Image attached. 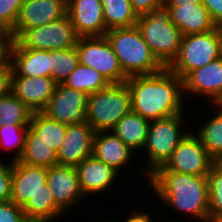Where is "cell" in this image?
<instances>
[{"mask_svg": "<svg viewBox=\"0 0 222 222\" xmlns=\"http://www.w3.org/2000/svg\"><path fill=\"white\" fill-rule=\"evenodd\" d=\"M125 83L131 95V111L142 118L151 122L177 114L191 116L187 112L190 102L187 104L184 98L183 80L168 68L151 75L130 76Z\"/></svg>", "mask_w": 222, "mask_h": 222, "instance_id": "cell-1", "label": "cell"}, {"mask_svg": "<svg viewBox=\"0 0 222 222\" xmlns=\"http://www.w3.org/2000/svg\"><path fill=\"white\" fill-rule=\"evenodd\" d=\"M148 184L145 189L150 186L152 199L156 197L165 208L173 209L176 217L180 212V216H190L196 222H210L207 176L155 171L148 177Z\"/></svg>", "mask_w": 222, "mask_h": 222, "instance_id": "cell-2", "label": "cell"}, {"mask_svg": "<svg viewBox=\"0 0 222 222\" xmlns=\"http://www.w3.org/2000/svg\"><path fill=\"white\" fill-rule=\"evenodd\" d=\"M187 115L177 114L150 122L146 144L140 153L141 156L145 154L142 158L146 160H144L146 163L141 164V170L139 168L133 170L135 175L136 172L140 174L142 171L146 184H148V177L166 164L181 140L190 132L189 127L192 126L187 123L191 118H188L190 116Z\"/></svg>", "mask_w": 222, "mask_h": 222, "instance_id": "cell-3", "label": "cell"}, {"mask_svg": "<svg viewBox=\"0 0 222 222\" xmlns=\"http://www.w3.org/2000/svg\"><path fill=\"white\" fill-rule=\"evenodd\" d=\"M105 37L127 77L151 75L165 68L154 56L136 25L110 29Z\"/></svg>", "mask_w": 222, "mask_h": 222, "instance_id": "cell-4", "label": "cell"}, {"mask_svg": "<svg viewBox=\"0 0 222 222\" xmlns=\"http://www.w3.org/2000/svg\"><path fill=\"white\" fill-rule=\"evenodd\" d=\"M136 26L154 56L167 68L176 58L183 36L171 22L169 8L163 3L150 14L138 16Z\"/></svg>", "mask_w": 222, "mask_h": 222, "instance_id": "cell-5", "label": "cell"}, {"mask_svg": "<svg viewBox=\"0 0 222 222\" xmlns=\"http://www.w3.org/2000/svg\"><path fill=\"white\" fill-rule=\"evenodd\" d=\"M222 56L220 27L205 33L183 35L176 58L167 67L182 80L192 71Z\"/></svg>", "mask_w": 222, "mask_h": 222, "instance_id": "cell-6", "label": "cell"}, {"mask_svg": "<svg viewBox=\"0 0 222 222\" xmlns=\"http://www.w3.org/2000/svg\"><path fill=\"white\" fill-rule=\"evenodd\" d=\"M131 111V95L125 82L111 83L89 95L87 123L96 131H111Z\"/></svg>", "mask_w": 222, "mask_h": 222, "instance_id": "cell-7", "label": "cell"}, {"mask_svg": "<svg viewBox=\"0 0 222 222\" xmlns=\"http://www.w3.org/2000/svg\"><path fill=\"white\" fill-rule=\"evenodd\" d=\"M79 38L67 14L51 23L27 29L17 41L27 49L52 51L76 47Z\"/></svg>", "mask_w": 222, "mask_h": 222, "instance_id": "cell-8", "label": "cell"}, {"mask_svg": "<svg viewBox=\"0 0 222 222\" xmlns=\"http://www.w3.org/2000/svg\"><path fill=\"white\" fill-rule=\"evenodd\" d=\"M79 63L104 75L110 83H123V73L118 58L105 36L80 37L76 45Z\"/></svg>", "mask_w": 222, "mask_h": 222, "instance_id": "cell-9", "label": "cell"}, {"mask_svg": "<svg viewBox=\"0 0 222 222\" xmlns=\"http://www.w3.org/2000/svg\"><path fill=\"white\" fill-rule=\"evenodd\" d=\"M215 160L191 130L173 151L166 164L156 171H172L187 175L207 176Z\"/></svg>", "mask_w": 222, "mask_h": 222, "instance_id": "cell-10", "label": "cell"}, {"mask_svg": "<svg viewBox=\"0 0 222 222\" xmlns=\"http://www.w3.org/2000/svg\"><path fill=\"white\" fill-rule=\"evenodd\" d=\"M183 94L187 101V98L191 97L196 99L198 102L195 106L202 100L206 101L207 105L211 107L213 105L222 103V56L218 59L208 63L207 65L198 68L190 72L183 79ZM189 95V96H188ZM199 96V97H198Z\"/></svg>", "mask_w": 222, "mask_h": 222, "instance_id": "cell-11", "label": "cell"}, {"mask_svg": "<svg viewBox=\"0 0 222 222\" xmlns=\"http://www.w3.org/2000/svg\"><path fill=\"white\" fill-rule=\"evenodd\" d=\"M89 95L63 84H56L47 106L41 111L48 118L65 124L87 122Z\"/></svg>", "mask_w": 222, "mask_h": 222, "instance_id": "cell-12", "label": "cell"}, {"mask_svg": "<svg viewBox=\"0 0 222 222\" xmlns=\"http://www.w3.org/2000/svg\"><path fill=\"white\" fill-rule=\"evenodd\" d=\"M48 168L12 162L11 201L24 207L31 197L52 195L47 186Z\"/></svg>", "mask_w": 222, "mask_h": 222, "instance_id": "cell-13", "label": "cell"}, {"mask_svg": "<svg viewBox=\"0 0 222 222\" xmlns=\"http://www.w3.org/2000/svg\"><path fill=\"white\" fill-rule=\"evenodd\" d=\"M67 15V0H25L8 33L17 40L27 29L43 26Z\"/></svg>", "mask_w": 222, "mask_h": 222, "instance_id": "cell-14", "label": "cell"}, {"mask_svg": "<svg viewBox=\"0 0 222 222\" xmlns=\"http://www.w3.org/2000/svg\"><path fill=\"white\" fill-rule=\"evenodd\" d=\"M47 186L55 204L66 214L70 209L74 211L87 199L80 187L78 173L74 166H52L48 168ZM81 203V204H80Z\"/></svg>", "mask_w": 222, "mask_h": 222, "instance_id": "cell-15", "label": "cell"}, {"mask_svg": "<svg viewBox=\"0 0 222 222\" xmlns=\"http://www.w3.org/2000/svg\"><path fill=\"white\" fill-rule=\"evenodd\" d=\"M75 168L78 173L81 190L86 198L91 195L95 197V195L109 194L111 193V188H113L114 192L117 185L116 181L120 176L123 178L122 172H117L93 155L85 158Z\"/></svg>", "mask_w": 222, "mask_h": 222, "instance_id": "cell-16", "label": "cell"}, {"mask_svg": "<svg viewBox=\"0 0 222 222\" xmlns=\"http://www.w3.org/2000/svg\"><path fill=\"white\" fill-rule=\"evenodd\" d=\"M96 131L87 123L67 124L65 138L57 153V165L76 167L93 155Z\"/></svg>", "mask_w": 222, "mask_h": 222, "instance_id": "cell-17", "label": "cell"}, {"mask_svg": "<svg viewBox=\"0 0 222 222\" xmlns=\"http://www.w3.org/2000/svg\"><path fill=\"white\" fill-rule=\"evenodd\" d=\"M67 14L80 37L105 36L102 0H67Z\"/></svg>", "mask_w": 222, "mask_h": 222, "instance_id": "cell-18", "label": "cell"}, {"mask_svg": "<svg viewBox=\"0 0 222 222\" xmlns=\"http://www.w3.org/2000/svg\"><path fill=\"white\" fill-rule=\"evenodd\" d=\"M11 76L51 77L52 51L27 49L17 40L10 48Z\"/></svg>", "mask_w": 222, "mask_h": 222, "instance_id": "cell-19", "label": "cell"}, {"mask_svg": "<svg viewBox=\"0 0 222 222\" xmlns=\"http://www.w3.org/2000/svg\"><path fill=\"white\" fill-rule=\"evenodd\" d=\"M56 83L51 77L11 76V92L32 112H41L53 95Z\"/></svg>", "mask_w": 222, "mask_h": 222, "instance_id": "cell-20", "label": "cell"}, {"mask_svg": "<svg viewBox=\"0 0 222 222\" xmlns=\"http://www.w3.org/2000/svg\"><path fill=\"white\" fill-rule=\"evenodd\" d=\"M134 153L119 137L111 131L96 132L93 145V156L114 168L117 172H125V168L132 166Z\"/></svg>", "mask_w": 222, "mask_h": 222, "instance_id": "cell-21", "label": "cell"}, {"mask_svg": "<svg viewBox=\"0 0 222 222\" xmlns=\"http://www.w3.org/2000/svg\"><path fill=\"white\" fill-rule=\"evenodd\" d=\"M167 7L171 22L180 29L182 35L205 33L217 28L202 3Z\"/></svg>", "mask_w": 222, "mask_h": 222, "instance_id": "cell-22", "label": "cell"}, {"mask_svg": "<svg viewBox=\"0 0 222 222\" xmlns=\"http://www.w3.org/2000/svg\"><path fill=\"white\" fill-rule=\"evenodd\" d=\"M212 109V116L210 113L207 115L204 112L206 117L200 119L201 122L198 125L191 123V130L198 136L208 154L215 161H222V106L217 104ZM208 116L211 117L209 118ZM202 120L205 121L203 122Z\"/></svg>", "mask_w": 222, "mask_h": 222, "instance_id": "cell-23", "label": "cell"}, {"mask_svg": "<svg viewBox=\"0 0 222 222\" xmlns=\"http://www.w3.org/2000/svg\"><path fill=\"white\" fill-rule=\"evenodd\" d=\"M150 121L130 111L111 129L134 153L142 152L148 135Z\"/></svg>", "mask_w": 222, "mask_h": 222, "instance_id": "cell-24", "label": "cell"}, {"mask_svg": "<svg viewBox=\"0 0 222 222\" xmlns=\"http://www.w3.org/2000/svg\"><path fill=\"white\" fill-rule=\"evenodd\" d=\"M19 161L50 168L57 165V153L28 126L24 151Z\"/></svg>", "mask_w": 222, "mask_h": 222, "instance_id": "cell-25", "label": "cell"}, {"mask_svg": "<svg viewBox=\"0 0 222 222\" xmlns=\"http://www.w3.org/2000/svg\"><path fill=\"white\" fill-rule=\"evenodd\" d=\"M111 83L95 69L79 63L63 85L88 95L108 87Z\"/></svg>", "mask_w": 222, "mask_h": 222, "instance_id": "cell-26", "label": "cell"}, {"mask_svg": "<svg viewBox=\"0 0 222 222\" xmlns=\"http://www.w3.org/2000/svg\"><path fill=\"white\" fill-rule=\"evenodd\" d=\"M29 127L58 153L65 138L67 124L52 120L42 112H33Z\"/></svg>", "mask_w": 222, "mask_h": 222, "instance_id": "cell-27", "label": "cell"}, {"mask_svg": "<svg viewBox=\"0 0 222 222\" xmlns=\"http://www.w3.org/2000/svg\"><path fill=\"white\" fill-rule=\"evenodd\" d=\"M26 219L29 222H58L67 215L55 204L52 195L31 197L23 207Z\"/></svg>", "mask_w": 222, "mask_h": 222, "instance_id": "cell-28", "label": "cell"}, {"mask_svg": "<svg viewBox=\"0 0 222 222\" xmlns=\"http://www.w3.org/2000/svg\"><path fill=\"white\" fill-rule=\"evenodd\" d=\"M102 7L107 30L136 25L138 16L129 0H102Z\"/></svg>", "mask_w": 222, "mask_h": 222, "instance_id": "cell-29", "label": "cell"}, {"mask_svg": "<svg viewBox=\"0 0 222 222\" xmlns=\"http://www.w3.org/2000/svg\"><path fill=\"white\" fill-rule=\"evenodd\" d=\"M32 113L11 91L0 98V127L29 125Z\"/></svg>", "mask_w": 222, "mask_h": 222, "instance_id": "cell-30", "label": "cell"}, {"mask_svg": "<svg viewBox=\"0 0 222 222\" xmlns=\"http://www.w3.org/2000/svg\"><path fill=\"white\" fill-rule=\"evenodd\" d=\"M29 125H4L0 127V152H10V162L18 161L24 151ZM13 152V153H12Z\"/></svg>", "mask_w": 222, "mask_h": 222, "instance_id": "cell-31", "label": "cell"}, {"mask_svg": "<svg viewBox=\"0 0 222 222\" xmlns=\"http://www.w3.org/2000/svg\"><path fill=\"white\" fill-rule=\"evenodd\" d=\"M79 64L76 47L66 50H52L51 78L56 84H63Z\"/></svg>", "mask_w": 222, "mask_h": 222, "instance_id": "cell-32", "label": "cell"}, {"mask_svg": "<svg viewBox=\"0 0 222 222\" xmlns=\"http://www.w3.org/2000/svg\"><path fill=\"white\" fill-rule=\"evenodd\" d=\"M210 222L222 216V161H215L207 175Z\"/></svg>", "mask_w": 222, "mask_h": 222, "instance_id": "cell-33", "label": "cell"}, {"mask_svg": "<svg viewBox=\"0 0 222 222\" xmlns=\"http://www.w3.org/2000/svg\"><path fill=\"white\" fill-rule=\"evenodd\" d=\"M25 0H0V31L9 33L18 17L21 5Z\"/></svg>", "mask_w": 222, "mask_h": 222, "instance_id": "cell-34", "label": "cell"}, {"mask_svg": "<svg viewBox=\"0 0 222 222\" xmlns=\"http://www.w3.org/2000/svg\"><path fill=\"white\" fill-rule=\"evenodd\" d=\"M6 160L0 159V203L11 200L12 162Z\"/></svg>", "mask_w": 222, "mask_h": 222, "instance_id": "cell-35", "label": "cell"}, {"mask_svg": "<svg viewBox=\"0 0 222 222\" xmlns=\"http://www.w3.org/2000/svg\"><path fill=\"white\" fill-rule=\"evenodd\" d=\"M0 222H29L23 208L15 205L11 200L0 203Z\"/></svg>", "mask_w": 222, "mask_h": 222, "instance_id": "cell-36", "label": "cell"}, {"mask_svg": "<svg viewBox=\"0 0 222 222\" xmlns=\"http://www.w3.org/2000/svg\"><path fill=\"white\" fill-rule=\"evenodd\" d=\"M13 39L8 33H0V68H11L10 48Z\"/></svg>", "mask_w": 222, "mask_h": 222, "instance_id": "cell-37", "label": "cell"}, {"mask_svg": "<svg viewBox=\"0 0 222 222\" xmlns=\"http://www.w3.org/2000/svg\"><path fill=\"white\" fill-rule=\"evenodd\" d=\"M137 16L150 14L163 4V0H129Z\"/></svg>", "mask_w": 222, "mask_h": 222, "instance_id": "cell-38", "label": "cell"}, {"mask_svg": "<svg viewBox=\"0 0 222 222\" xmlns=\"http://www.w3.org/2000/svg\"><path fill=\"white\" fill-rule=\"evenodd\" d=\"M217 27L222 26V0H202Z\"/></svg>", "mask_w": 222, "mask_h": 222, "instance_id": "cell-39", "label": "cell"}, {"mask_svg": "<svg viewBox=\"0 0 222 222\" xmlns=\"http://www.w3.org/2000/svg\"><path fill=\"white\" fill-rule=\"evenodd\" d=\"M145 209H139L135 208L132 209L130 212L127 214L129 215L128 217L125 216V218L122 220L120 218V222H154L156 221L155 219H152V215L150 216V212L144 211ZM127 218V219H126Z\"/></svg>", "mask_w": 222, "mask_h": 222, "instance_id": "cell-40", "label": "cell"}, {"mask_svg": "<svg viewBox=\"0 0 222 222\" xmlns=\"http://www.w3.org/2000/svg\"><path fill=\"white\" fill-rule=\"evenodd\" d=\"M11 86V68H0V98L5 96Z\"/></svg>", "mask_w": 222, "mask_h": 222, "instance_id": "cell-41", "label": "cell"}, {"mask_svg": "<svg viewBox=\"0 0 222 222\" xmlns=\"http://www.w3.org/2000/svg\"><path fill=\"white\" fill-rule=\"evenodd\" d=\"M166 6H183L188 4H201L202 0H163Z\"/></svg>", "mask_w": 222, "mask_h": 222, "instance_id": "cell-42", "label": "cell"}, {"mask_svg": "<svg viewBox=\"0 0 222 222\" xmlns=\"http://www.w3.org/2000/svg\"><path fill=\"white\" fill-rule=\"evenodd\" d=\"M108 219H109V221L106 220L105 222H120V219H118L119 221H117L116 218L112 219V220H110V218H108Z\"/></svg>", "mask_w": 222, "mask_h": 222, "instance_id": "cell-43", "label": "cell"}, {"mask_svg": "<svg viewBox=\"0 0 222 222\" xmlns=\"http://www.w3.org/2000/svg\"><path fill=\"white\" fill-rule=\"evenodd\" d=\"M213 222H222V216H220L219 218L215 219Z\"/></svg>", "mask_w": 222, "mask_h": 222, "instance_id": "cell-44", "label": "cell"}]
</instances>
